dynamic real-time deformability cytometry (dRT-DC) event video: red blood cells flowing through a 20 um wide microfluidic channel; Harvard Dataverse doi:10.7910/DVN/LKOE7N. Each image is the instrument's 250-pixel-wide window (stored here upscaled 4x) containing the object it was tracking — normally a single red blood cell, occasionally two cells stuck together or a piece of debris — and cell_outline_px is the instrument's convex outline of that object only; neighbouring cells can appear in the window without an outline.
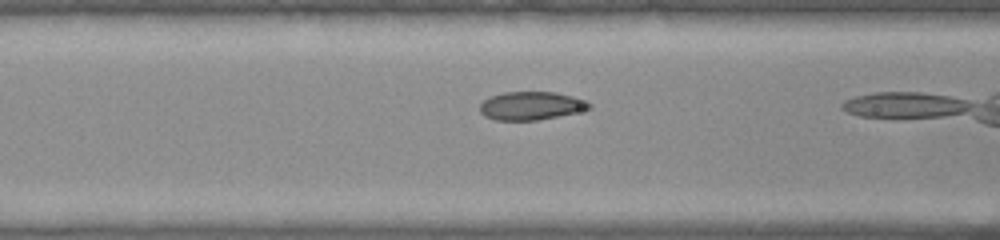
{"species": "common noctule bat (a hibernating species)", "species_latin": "Nyctalus noctula", "temperature_condition": "warm", "stored_images_in_passage": 20, "camera_frame_rate_fps": 3000, "um_per_image_px": 0.085, "animal": {"sex": "female", "body_mass_g": 22.0, "forearm_length_mm": 56.7}, "frame": {"image": 1, "passage_image": 8, "time_ms": 2.333, "image_size_px": [1000, 240], "cell_outline_px": [[592, 108], [576, 112], [536, 120], [496, 120], [484, 116], [480, 112], [480, 104], [484, 100], [492, 96], [504, 92], [556, 92], [588, 100], [592, 104]], "centroid_in_image_um": [45.16, 8.98], "position_along_channel_um": 121.4, "area_um2": 17.98}}
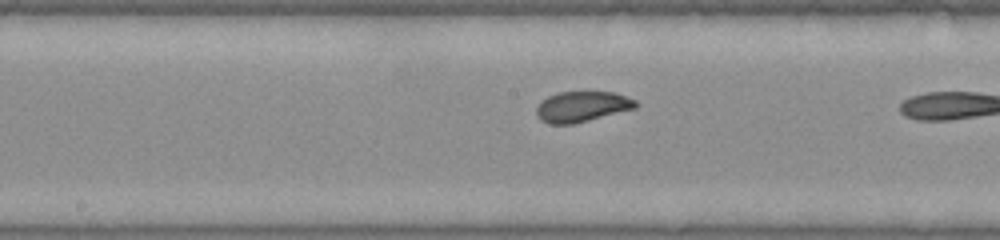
{"frame": {"image": 2, "passage_image": 14, "time_ms": 4.333, "image_size_px": [1000, 240], "cell_outline_px": [[636, 108], [572, 124], [548, 124], [540, 120], [536, 112], [536, 108], [548, 96], [560, 92], [612, 92], [636, 100]], "centroid_in_image_um": [49.45, 9.07], "position_along_channel_um": 198.8, "area_um2": 17.34}}
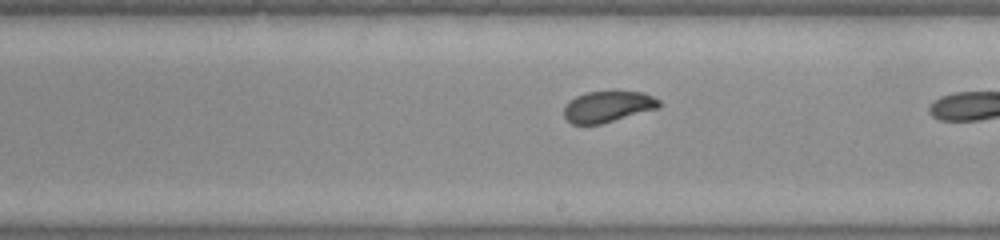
{"frame": {"image": 3, "passage_image": 17, "time_ms": 5.333, "image_size_px": [1000, 240], "cell_outline_px": [[660, 108], [600, 124], [572, 124], [564, 116], [564, 108], [576, 96], [588, 92], [644, 92], [660, 100]], "centroid_in_image_um": [51.7, 9.07], "position_along_channel_um": 237.3, "area_um2": 16.99}}